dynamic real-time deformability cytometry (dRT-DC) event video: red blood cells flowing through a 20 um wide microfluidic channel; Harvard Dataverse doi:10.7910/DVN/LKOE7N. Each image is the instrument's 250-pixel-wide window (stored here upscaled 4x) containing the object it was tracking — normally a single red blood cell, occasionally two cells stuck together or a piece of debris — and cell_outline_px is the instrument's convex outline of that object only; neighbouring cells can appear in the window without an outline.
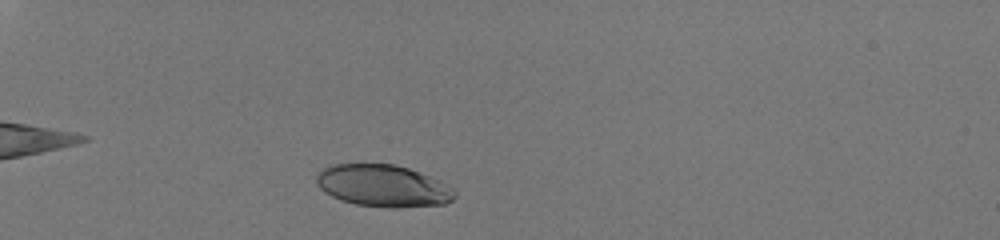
{"species": "human", "species_latin": "Homo sapiens", "temperature_condition": "room temperature", "stored_images_in_passage": 38, "camera_frame_rate_fps": 3000, "um_per_image_px": 0.085, "donor": {"sex": "male"}, "frame": {"image": 1, "passage_image": 7, "time_ms": 2.0, "image_size_px": [1000, 240], "cell_outline_px": [[456, 196], [452, 200], [444, 204], [396, 208], [388, 208], [356, 204], [340, 200], [324, 192], [320, 188], [316, 180], [316, 172], [332, 164], [396, 164], [408, 168], [440, 180], [452, 188], [456, 192]], "centroid_in_image_um": [32.55, 15.79], "position_along_channel_um": 52.4, "area_um2": 33.99}}
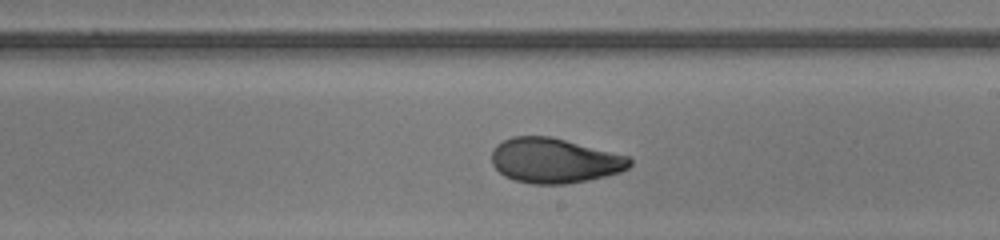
{"frame": {"image": 2, "passage_image": 25, "time_ms": 8.0, "image_size_px": [1000, 240], "cell_outline_px": [[632, 164], [628, 168], [620, 172], [588, 180], [568, 184], [532, 184], [512, 180], [504, 176], [492, 164], [492, 148], [496, 144], [512, 136], [552, 136], [628, 156], [632, 160]], "centroid_in_image_um": [47.11, 13.65], "position_along_channel_um": 241.9, "area_um2": 36.36}}
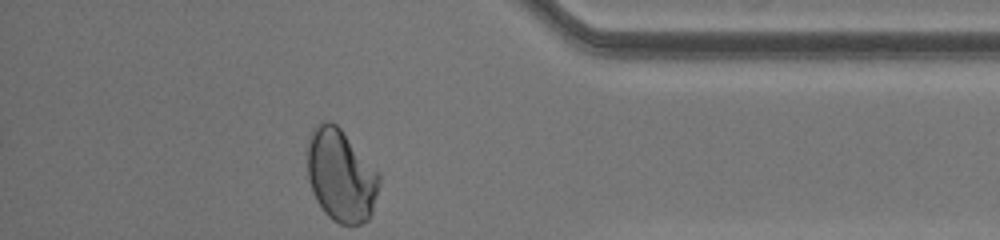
{"frame": {"image": 3, "passage_image": 38, "time_ms": 12.333, "image_size_px": [1000, 240], "cell_outline_px": [[380, 184], [372, 212], [368, 220], [360, 224], [340, 224], [332, 220], [324, 212], [316, 200], [312, 192], [308, 176], [308, 136], [312, 128], [320, 120], [328, 120], [336, 124], [340, 128], [380, 172]], "centroid_in_image_um": [28.98, 14.89], "position_along_channel_um": 406.2, "area_um2": 39.13}, "authors_computed_cell_mechanics": {"area_um2": 36.1828, "velocity_mm_per_s": 4.0838, "shape_relaxation_time_tau1_ms": 6.4025, "shape_relaxation_time_tau2_ms": null, "deformation_change_tau1": 0.186, "deformation_change_tau2": null}}